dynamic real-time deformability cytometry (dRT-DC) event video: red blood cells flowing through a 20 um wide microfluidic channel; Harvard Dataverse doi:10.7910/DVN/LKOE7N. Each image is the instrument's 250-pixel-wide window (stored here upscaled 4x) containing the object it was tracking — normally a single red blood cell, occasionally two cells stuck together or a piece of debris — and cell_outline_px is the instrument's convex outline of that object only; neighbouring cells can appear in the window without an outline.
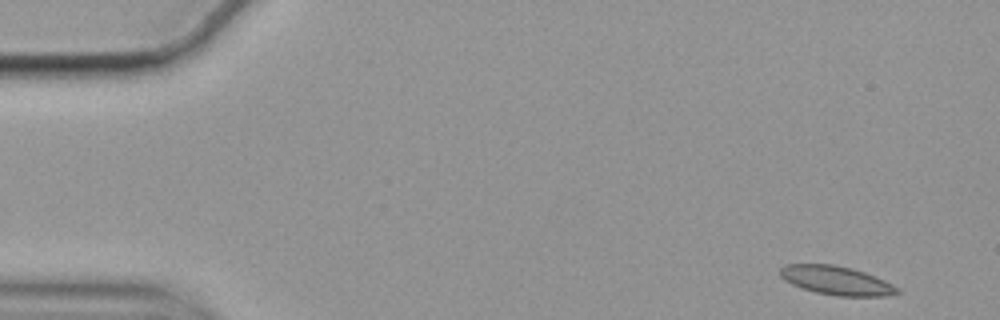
{"species": "common noctule bat (a hibernating species)", "species_latin": "Nyctalus noctula", "temperature_condition": "cold", "stored_images_in_passage": 54, "camera_frame_rate_fps": 3000, "um_per_image_px": 0.085, "animal": {"sex": "female", "body_mass_g": 19.9}, "frame": {"image": 1, "passage_image": 1, "time_ms": 0.0, "image_size_px": [1000, 320], "cell_outline_px": [[900, 292], [884, 296], [836, 296], [816, 292], [792, 284], [784, 280], [780, 276], [780, 268], [784, 264], [836, 264], [852, 268], [876, 276], [900, 288]], "centroid_in_image_um": [71.1, 23.83], "position_along_channel_um": 13.9, "area_um2": 19.71}}
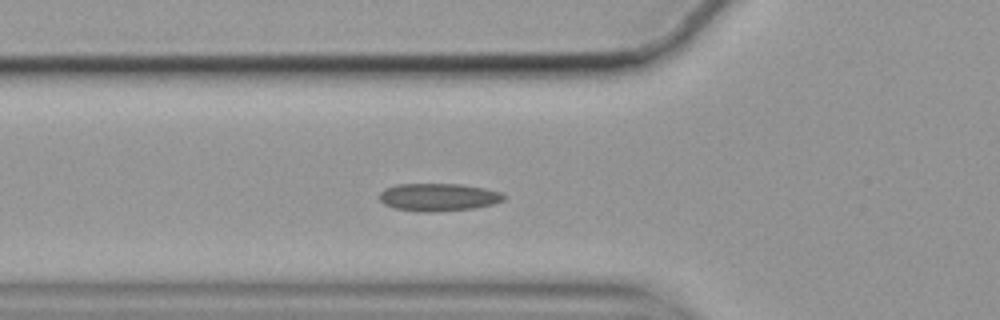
{"frame": {"image": 2, "passage_image": 17, "time_ms": 5.333, "image_size_px": [1000, 320], "cell_outline_px": [[508, 196], [504, 200], [492, 204], [472, 208], [432, 212], [424, 212], [392, 208], [384, 204], [380, 200], [380, 192], [384, 188], [400, 184], [460, 184], [484, 188], [500, 192]], "centroid_in_image_um": [37.25, 16.76], "position_along_channel_um": 88.5, "area_um2": 20.06}}
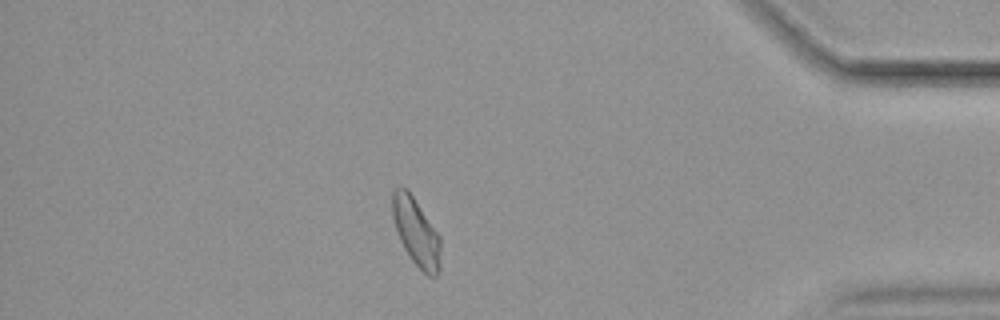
{"frame": {"image": 3, "passage_image": 47, "time_ms": 15.333, "image_size_px": [1000, 320], "cell_outline_px": [[440, 268], [436, 276], [428, 276], [412, 260], [404, 248], [400, 240], [392, 216], [392, 192], [400, 184], [408, 188], [440, 236]], "centroid_in_image_um": [35.36, 19.67], "position_along_channel_um": 399.8, "area_um2": 19.07}, "authors_computed_cell_mechanics": {"area_um2": 19.3341, "velocity_mm_per_s": 3.4871, "shape_relaxation_time_tau1_ms": null, "shape_relaxation_time_tau2_ms": 3.4449, "deformation_change_tau1": null, "deformation_change_tau2": 0.0919}}